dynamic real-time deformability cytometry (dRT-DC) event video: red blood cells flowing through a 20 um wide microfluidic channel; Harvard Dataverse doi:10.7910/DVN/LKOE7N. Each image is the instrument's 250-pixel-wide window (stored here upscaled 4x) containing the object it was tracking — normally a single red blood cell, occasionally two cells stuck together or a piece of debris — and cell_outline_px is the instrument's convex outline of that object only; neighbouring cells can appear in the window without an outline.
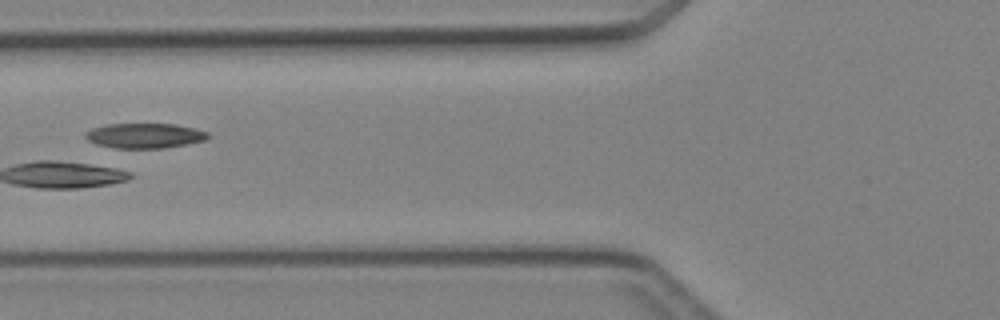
{"species": "Egyptian fruit bat (a non-hibernating species)", "species_latin": "Rousettus aegyptiacus", "temperature_condition": "cold", "stored_images_in_passage": 4, "camera_frame_rate_fps": 3000, "um_per_image_px": 0.085, "animal": {"sex": "female"}, "frame": {"image": 1, "passage_image": 4, "time_ms": 3.667, "image_size_px": [1000, 320], "cell_outline_px": [[208, 136], [204, 140], [188, 144], [164, 148], [116, 148], [100, 144], [88, 140], [84, 136], [84, 132], [92, 128], [104, 124], [176, 124], [196, 128], [208, 132]], "centroid_in_image_um": [12.3, 11.52], "position_along_channel_um": 113.5, "area_um2": 17.8}}